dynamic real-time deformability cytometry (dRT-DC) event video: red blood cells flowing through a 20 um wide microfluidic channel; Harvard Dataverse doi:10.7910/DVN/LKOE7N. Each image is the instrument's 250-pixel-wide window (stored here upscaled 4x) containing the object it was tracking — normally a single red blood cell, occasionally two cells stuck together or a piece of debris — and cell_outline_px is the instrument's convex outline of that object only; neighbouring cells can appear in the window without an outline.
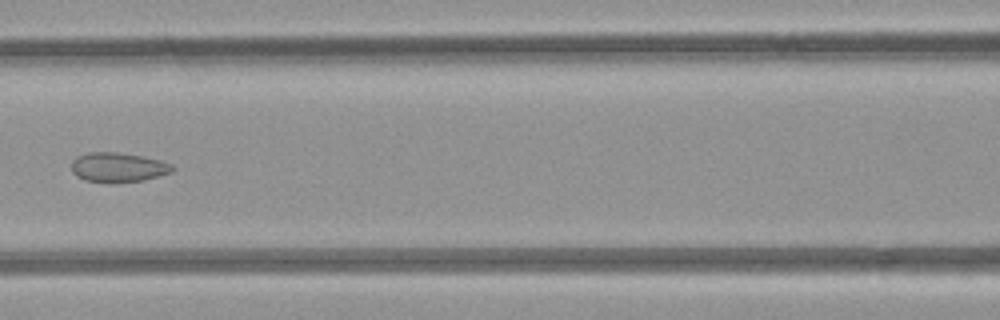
{"species": "common noctule bat (a hibernating species)", "species_latin": "Nyctalus noctula", "temperature_condition": "room temperature", "stored_images_in_passage": 6, "camera_frame_rate_fps": 3000, "um_per_image_px": 0.085, "animal": {"sex": "female", "body_mass_g": 21.9}, "frame": {"image": 1, "passage_image": 6, "time_ms": 22.0, "image_size_px": [1000, 320], "cell_outline_px": [[176, 168], [172, 172], [144, 180], [112, 184], [84, 180], [76, 176], [72, 172], [72, 160], [76, 156], [88, 152], [116, 152], [144, 156], [160, 160], [172, 164]], "centroid_in_image_um": [10.03, 14.23], "position_along_channel_um": 156.6, "area_um2": 17.8}}